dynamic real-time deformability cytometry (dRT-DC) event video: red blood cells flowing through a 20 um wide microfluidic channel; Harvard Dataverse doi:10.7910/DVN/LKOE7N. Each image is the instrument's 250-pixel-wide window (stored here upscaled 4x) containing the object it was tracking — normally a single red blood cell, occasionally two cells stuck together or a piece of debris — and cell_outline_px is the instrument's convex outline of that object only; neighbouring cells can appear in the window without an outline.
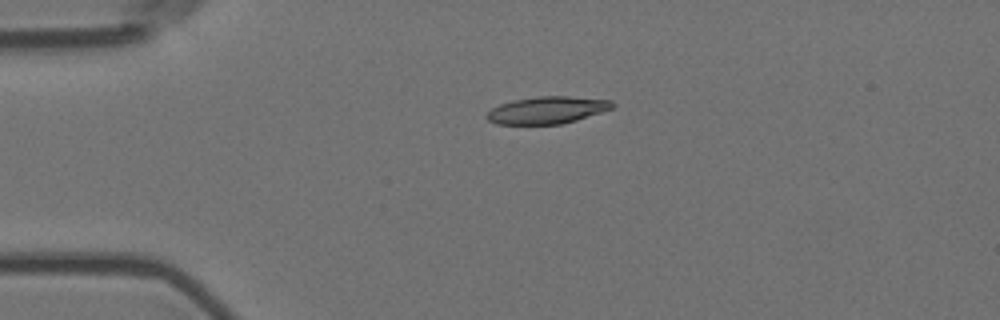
{"species": "Egyptian fruit bat (a non-hibernating species)", "species_latin": "Rousettus aegyptiacus", "temperature_condition": "room temperature", "stored_images_in_passage": 2, "camera_frame_rate_fps": 3000, "um_per_image_px": 0.085, "animal": {"sex": "female"}, "frame": {"image": 1, "passage_image": 1, "time_ms": 0.0, "image_size_px": [1000, 320], "cell_outline_px": [[616, 104], [612, 108], [576, 120], [560, 124], [496, 124], [488, 120], [484, 116], [492, 108], [500, 104], [512, 100], [536, 96], [568, 96], [612, 100]], "centroid_in_image_um": [46.48, 9.35], "position_along_channel_um": 38.5, "area_um2": 19.88}}